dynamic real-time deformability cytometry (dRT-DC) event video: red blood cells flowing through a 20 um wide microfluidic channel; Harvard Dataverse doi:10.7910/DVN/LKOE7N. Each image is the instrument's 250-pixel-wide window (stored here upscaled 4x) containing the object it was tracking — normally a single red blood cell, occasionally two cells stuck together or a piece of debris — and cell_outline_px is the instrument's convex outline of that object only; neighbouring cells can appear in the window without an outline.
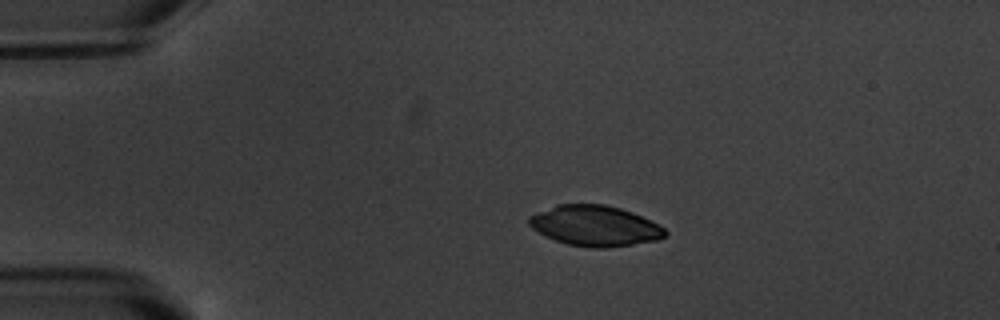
{"species": "common noctule bat (a hibernating species)", "species_latin": "Nyctalus noctula", "temperature_condition": "warm", "stored_images_in_passage": 3, "camera_frame_rate_fps": 3000, "um_per_image_px": 0.085, "animal": {"sex": "male", "body_mass_g": 20.1, "forearm_length_mm": 53.5}, "frame": {"image": 1, "passage_image": 2, "time_ms": 1.0, "image_size_px": [1000, 320], "cell_outline_px": [[668, 236], [656, 240], [632, 244], [604, 248], [592, 248], [568, 244], [544, 236], [532, 228], [528, 224], [528, 216], [536, 212], [556, 204], [604, 204], [620, 208], [632, 212], [664, 228], [668, 232]], "centroid_in_image_um": [50.53, 19.19], "position_along_channel_um": 34.5, "area_um2": 32.08}}